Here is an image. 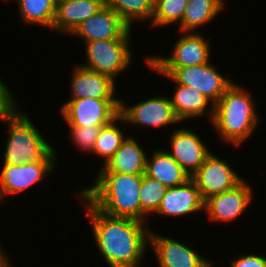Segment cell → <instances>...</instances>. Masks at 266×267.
I'll list each match as a JSON object with an SVG mask.
<instances>
[{"label":"cell","instance_id":"obj_32","mask_svg":"<svg viewBox=\"0 0 266 267\" xmlns=\"http://www.w3.org/2000/svg\"><path fill=\"white\" fill-rule=\"evenodd\" d=\"M68 1V0H54L55 4L58 5L61 2Z\"/></svg>","mask_w":266,"mask_h":267},{"label":"cell","instance_id":"obj_18","mask_svg":"<svg viewBox=\"0 0 266 267\" xmlns=\"http://www.w3.org/2000/svg\"><path fill=\"white\" fill-rule=\"evenodd\" d=\"M170 78L171 82L175 83V93L170 95V102L174 108L175 114L182 122L195 118H208L210 123L214 116V104L209 101L202 93L186 86L177 84L169 75H162ZM211 103V104H210ZM210 106V107H207ZM211 108V109H210ZM207 117V118H206Z\"/></svg>","mask_w":266,"mask_h":267},{"label":"cell","instance_id":"obj_9","mask_svg":"<svg viewBox=\"0 0 266 267\" xmlns=\"http://www.w3.org/2000/svg\"><path fill=\"white\" fill-rule=\"evenodd\" d=\"M59 111L68 126H106L119 116L120 100L73 99Z\"/></svg>","mask_w":266,"mask_h":267},{"label":"cell","instance_id":"obj_22","mask_svg":"<svg viewBox=\"0 0 266 267\" xmlns=\"http://www.w3.org/2000/svg\"><path fill=\"white\" fill-rule=\"evenodd\" d=\"M224 0H188L179 32H195L213 21L216 16L226 9Z\"/></svg>","mask_w":266,"mask_h":267},{"label":"cell","instance_id":"obj_8","mask_svg":"<svg viewBox=\"0 0 266 267\" xmlns=\"http://www.w3.org/2000/svg\"><path fill=\"white\" fill-rule=\"evenodd\" d=\"M179 33L181 37L175 41L172 53L167 57L147 55L144 60L147 67H187L203 65L210 61L211 42L201 31Z\"/></svg>","mask_w":266,"mask_h":267},{"label":"cell","instance_id":"obj_14","mask_svg":"<svg viewBox=\"0 0 266 267\" xmlns=\"http://www.w3.org/2000/svg\"><path fill=\"white\" fill-rule=\"evenodd\" d=\"M131 30L132 28L105 4L96 14L78 25L70 35L82 38L85 43L95 40L131 39Z\"/></svg>","mask_w":266,"mask_h":267},{"label":"cell","instance_id":"obj_13","mask_svg":"<svg viewBox=\"0 0 266 267\" xmlns=\"http://www.w3.org/2000/svg\"><path fill=\"white\" fill-rule=\"evenodd\" d=\"M57 161H38L22 165L2 164L0 170V203L3 198L24 192L39 181L45 180L55 170Z\"/></svg>","mask_w":266,"mask_h":267},{"label":"cell","instance_id":"obj_25","mask_svg":"<svg viewBox=\"0 0 266 267\" xmlns=\"http://www.w3.org/2000/svg\"><path fill=\"white\" fill-rule=\"evenodd\" d=\"M118 122H122L120 115L101 128L93 151L91 152V154L102 158L101 167L109 161L127 137L125 135L126 133L117 124Z\"/></svg>","mask_w":266,"mask_h":267},{"label":"cell","instance_id":"obj_10","mask_svg":"<svg viewBox=\"0 0 266 267\" xmlns=\"http://www.w3.org/2000/svg\"><path fill=\"white\" fill-rule=\"evenodd\" d=\"M191 179L204 201L212 195L233 189L244 180L226 160L219 158L213 152Z\"/></svg>","mask_w":266,"mask_h":267},{"label":"cell","instance_id":"obj_17","mask_svg":"<svg viewBox=\"0 0 266 267\" xmlns=\"http://www.w3.org/2000/svg\"><path fill=\"white\" fill-rule=\"evenodd\" d=\"M204 203L195 182L189 179L182 185L168 188L154 214L175 218L186 217V215L204 211Z\"/></svg>","mask_w":266,"mask_h":267},{"label":"cell","instance_id":"obj_12","mask_svg":"<svg viewBox=\"0 0 266 267\" xmlns=\"http://www.w3.org/2000/svg\"><path fill=\"white\" fill-rule=\"evenodd\" d=\"M253 192L251 185L243 180L231 190L212 195L204 203L207 219L215 223L216 221L229 223L239 219L252 204Z\"/></svg>","mask_w":266,"mask_h":267},{"label":"cell","instance_id":"obj_31","mask_svg":"<svg viewBox=\"0 0 266 267\" xmlns=\"http://www.w3.org/2000/svg\"><path fill=\"white\" fill-rule=\"evenodd\" d=\"M6 254L8 253L4 252V249L0 246V267H14L13 264L11 265L12 261Z\"/></svg>","mask_w":266,"mask_h":267},{"label":"cell","instance_id":"obj_21","mask_svg":"<svg viewBox=\"0 0 266 267\" xmlns=\"http://www.w3.org/2000/svg\"><path fill=\"white\" fill-rule=\"evenodd\" d=\"M147 156L145 175L158 180L167 188L177 187L186 183L191 177L182 167L161 148L154 150L149 159Z\"/></svg>","mask_w":266,"mask_h":267},{"label":"cell","instance_id":"obj_24","mask_svg":"<svg viewBox=\"0 0 266 267\" xmlns=\"http://www.w3.org/2000/svg\"><path fill=\"white\" fill-rule=\"evenodd\" d=\"M105 2L132 29L136 20L137 23L145 21L151 23L155 0H105Z\"/></svg>","mask_w":266,"mask_h":267},{"label":"cell","instance_id":"obj_1","mask_svg":"<svg viewBox=\"0 0 266 267\" xmlns=\"http://www.w3.org/2000/svg\"><path fill=\"white\" fill-rule=\"evenodd\" d=\"M83 208L92 226L99 255L109 267H139L149 250L148 223L112 217L96 209L80 192Z\"/></svg>","mask_w":266,"mask_h":267},{"label":"cell","instance_id":"obj_15","mask_svg":"<svg viewBox=\"0 0 266 267\" xmlns=\"http://www.w3.org/2000/svg\"><path fill=\"white\" fill-rule=\"evenodd\" d=\"M204 141L200 135L182 126L171 131L168 141L171 150L166 152L191 177L212 153Z\"/></svg>","mask_w":266,"mask_h":267},{"label":"cell","instance_id":"obj_5","mask_svg":"<svg viewBox=\"0 0 266 267\" xmlns=\"http://www.w3.org/2000/svg\"><path fill=\"white\" fill-rule=\"evenodd\" d=\"M211 61L187 67H149L154 73L169 75L177 84L189 86L202 93L212 104H216L234 83L223 76Z\"/></svg>","mask_w":266,"mask_h":267},{"label":"cell","instance_id":"obj_27","mask_svg":"<svg viewBox=\"0 0 266 267\" xmlns=\"http://www.w3.org/2000/svg\"><path fill=\"white\" fill-rule=\"evenodd\" d=\"M188 0H155L151 28L180 24ZM178 22V23H177Z\"/></svg>","mask_w":266,"mask_h":267},{"label":"cell","instance_id":"obj_26","mask_svg":"<svg viewBox=\"0 0 266 267\" xmlns=\"http://www.w3.org/2000/svg\"><path fill=\"white\" fill-rule=\"evenodd\" d=\"M167 187L158 180L143 174L141 189L139 193L141 204V222L147 223L148 216H153L167 191Z\"/></svg>","mask_w":266,"mask_h":267},{"label":"cell","instance_id":"obj_7","mask_svg":"<svg viewBox=\"0 0 266 267\" xmlns=\"http://www.w3.org/2000/svg\"><path fill=\"white\" fill-rule=\"evenodd\" d=\"M122 123L146 128H162L177 125L181 121L175 114L170 98L166 96H153L144 99L132 106L120 99V113Z\"/></svg>","mask_w":266,"mask_h":267},{"label":"cell","instance_id":"obj_6","mask_svg":"<svg viewBox=\"0 0 266 267\" xmlns=\"http://www.w3.org/2000/svg\"><path fill=\"white\" fill-rule=\"evenodd\" d=\"M130 41L131 39H113L85 42L87 61L80 66L115 80L133 63Z\"/></svg>","mask_w":266,"mask_h":267},{"label":"cell","instance_id":"obj_20","mask_svg":"<svg viewBox=\"0 0 266 267\" xmlns=\"http://www.w3.org/2000/svg\"><path fill=\"white\" fill-rule=\"evenodd\" d=\"M105 0H68L56 6V15L52 30L61 34H71L75 28L96 14Z\"/></svg>","mask_w":266,"mask_h":267},{"label":"cell","instance_id":"obj_23","mask_svg":"<svg viewBox=\"0 0 266 267\" xmlns=\"http://www.w3.org/2000/svg\"><path fill=\"white\" fill-rule=\"evenodd\" d=\"M18 4L21 22L26 25H38L50 28L56 15L54 0H15Z\"/></svg>","mask_w":266,"mask_h":267},{"label":"cell","instance_id":"obj_3","mask_svg":"<svg viewBox=\"0 0 266 267\" xmlns=\"http://www.w3.org/2000/svg\"><path fill=\"white\" fill-rule=\"evenodd\" d=\"M245 88L233 83L214 105V116L210 123L219 138L234 147L245 143L260 124L255 99Z\"/></svg>","mask_w":266,"mask_h":267},{"label":"cell","instance_id":"obj_11","mask_svg":"<svg viewBox=\"0 0 266 267\" xmlns=\"http://www.w3.org/2000/svg\"><path fill=\"white\" fill-rule=\"evenodd\" d=\"M149 247L155 253L159 267H213L216 264L178 239L159 235L153 230L149 234Z\"/></svg>","mask_w":266,"mask_h":267},{"label":"cell","instance_id":"obj_4","mask_svg":"<svg viewBox=\"0 0 266 267\" xmlns=\"http://www.w3.org/2000/svg\"><path fill=\"white\" fill-rule=\"evenodd\" d=\"M27 112L20 110L9 117H0L8 127L2 164L22 165L38 161H58L57 152L41 134Z\"/></svg>","mask_w":266,"mask_h":267},{"label":"cell","instance_id":"obj_30","mask_svg":"<svg viewBox=\"0 0 266 267\" xmlns=\"http://www.w3.org/2000/svg\"><path fill=\"white\" fill-rule=\"evenodd\" d=\"M229 262L230 267H266V257L261 254H240Z\"/></svg>","mask_w":266,"mask_h":267},{"label":"cell","instance_id":"obj_28","mask_svg":"<svg viewBox=\"0 0 266 267\" xmlns=\"http://www.w3.org/2000/svg\"><path fill=\"white\" fill-rule=\"evenodd\" d=\"M102 126H69V135L73 145L83 153H91Z\"/></svg>","mask_w":266,"mask_h":267},{"label":"cell","instance_id":"obj_19","mask_svg":"<svg viewBox=\"0 0 266 267\" xmlns=\"http://www.w3.org/2000/svg\"><path fill=\"white\" fill-rule=\"evenodd\" d=\"M142 147L133 136L126 137L115 154L97 173L143 175L148 154Z\"/></svg>","mask_w":266,"mask_h":267},{"label":"cell","instance_id":"obj_2","mask_svg":"<svg viewBox=\"0 0 266 267\" xmlns=\"http://www.w3.org/2000/svg\"><path fill=\"white\" fill-rule=\"evenodd\" d=\"M96 180L80 193L99 211L112 217L141 222L139 193L143 175L97 173Z\"/></svg>","mask_w":266,"mask_h":267},{"label":"cell","instance_id":"obj_16","mask_svg":"<svg viewBox=\"0 0 266 267\" xmlns=\"http://www.w3.org/2000/svg\"><path fill=\"white\" fill-rule=\"evenodd\" d=\"M70 100L73 99H99L120 100L116 97V80L98 72L88 70L80 65L74 66L71 74Z\"/></svg>","mask_w":266,"mask_h":267},{"label":"cell","instance_id":"obj_29","mask_svg":"<svg viewBox=\"0 0 266 267\" xmlns=\"http://www.w3.org/2000/svg\"><path fill=\"white\" fill-rule=\"evenodd\" d=\"M13 94L0 77V117L13 116L21 110Z\"/></svg>","mask_w":266,"mask_h":267}]
</instances>
